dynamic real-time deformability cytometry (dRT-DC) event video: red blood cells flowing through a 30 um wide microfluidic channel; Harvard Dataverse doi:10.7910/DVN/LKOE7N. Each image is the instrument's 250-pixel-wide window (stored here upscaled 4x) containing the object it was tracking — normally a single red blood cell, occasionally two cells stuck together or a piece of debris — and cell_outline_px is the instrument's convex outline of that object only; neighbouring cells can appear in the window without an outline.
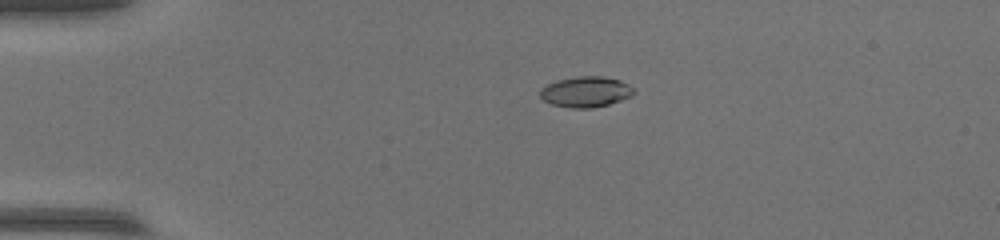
{"species": "common noctule bat (a hibernating species)", "species_latin": "Nyctalus noctula", "temperature_condition": "warm", "stored_images_in_passage": 42, "camera_frame_rate_fps": 3000, "um_per_image_px": 0.085, "animal": {"sex": "female", "body_mass_g": 17.0, "forearm_length_mm": 48.0}, "frame": {"image": 1, "passage_image": 1, "time_ms": 0.0, "image_size_px": [1000, 240], "cell_outline_px": [[636, 92], [632, 96], [608, 104], [592, 108], [572, 108], [552, 104], [544, 100], [540, 96], [540, 88], [556, 80], [576, 76], [604, 76], [620, 80], [628, 84]], "centroid_in_image_um": [49.79, 7.79], "position_along_channel_um": 35.2, "area_um2": 16.76}}
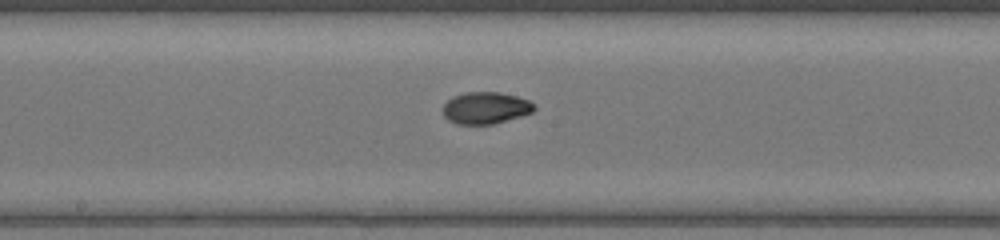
{"frame": {"image": 2, "passage_image": 18, "time_ms": 5.667, "image_size_px": [1000, 240], "cell_outline_px": [[536, 108], [532, 112], [520, 116], [492, 124], [456, 124], [448, 120], [444, 116], [444, 104], [452, 96], [464, 92], [500, 92], [516, 96], [528, 100], [536, 104]], "centroid_in_image_um": [41.28, 9.16], "position_along_channel_um": 206.9, "area_um2": 16.94}}
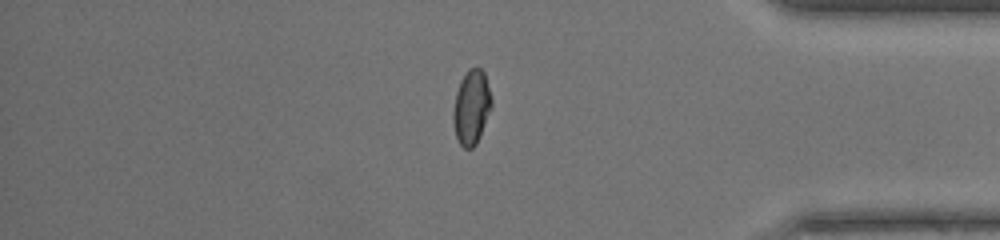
{"frame": {"image": 3, "passage_image": 34, "time_ms": 11.0, "image_size_px": [1000, 240], "cell_outline_px": [[492, 108], [480, 136], [476, 144], [472, 148], [464, 148], [460, 144], [456, 136], [452, 120], [452, 112], [456, 92], [460, 80], [468, 68], [480, 68], [484, 72], [492, 100]], "centroid_in_image_um": [40.06, 9.11], "position_along_channel_um": 395.1, "area_um2": 16.76}}